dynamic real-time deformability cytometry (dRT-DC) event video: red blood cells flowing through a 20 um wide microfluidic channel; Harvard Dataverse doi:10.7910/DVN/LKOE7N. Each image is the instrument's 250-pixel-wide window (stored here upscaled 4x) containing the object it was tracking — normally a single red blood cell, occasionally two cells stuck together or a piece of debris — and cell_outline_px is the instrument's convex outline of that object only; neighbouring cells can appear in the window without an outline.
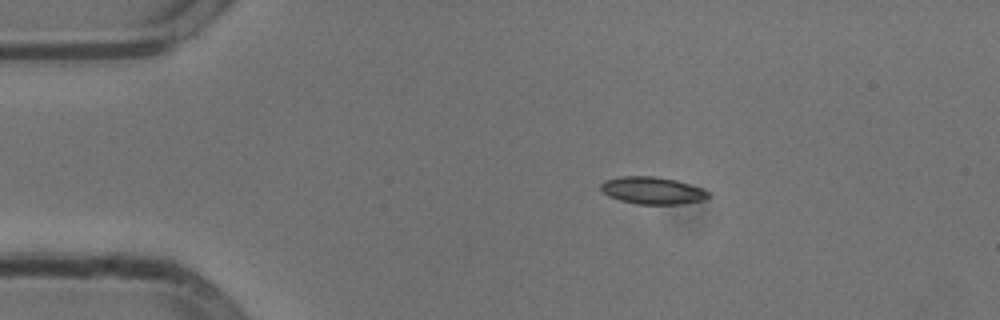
{"species": "common noctule bat (a hibernating species)", "species_latin": "Nyctalus noctula", "temperature_condition": "cold", "stored_images_in_passage": 45, "camera_frame_rate_fps": 3000, "um_per_image_px": 0.085, "animal": {"sex": "male", "body_mass_g": 13.3}, "frame": {"image": 1, "passage_image": 1, "time_ms": 0.0, "image_size_px": [1000, 320], "cell_outline_px": [[708, 196], [704, 200], [680, 204], [636, 204], [620, 200], [608, 196], [600, 192], [600, 184], [604, 180], [620, 176], [656, 176], [676, 180], [700, 188], [708, 192]], "centroid_in_image_um": [55.38, 16.19], "position_along_channel_um": 29.6, "area_um2": 17.11}}
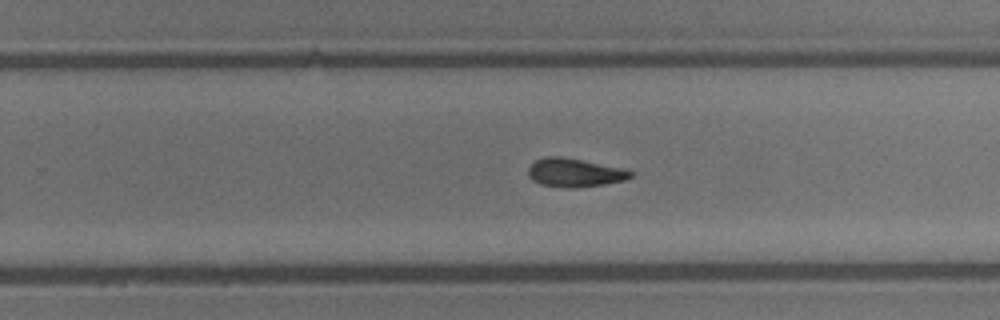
{"frame": {"image": 2, "passage_image": 25, "time_ms": 8.0, "image_size_px": [1000, 320], "cell_outline_px": [[632, 176], [624, 180], [604, 184], [576, 188], [564, 188], [540, 184], [532, 180], [528, 176], [528, 168], [536, 160], [544, 156], [560, 156], [620, 168], [632, 172]], "centroid_in_image_um": [48.77, 14.69], "position_along_channel_um": 281.0, "area_um2": 16.82}}
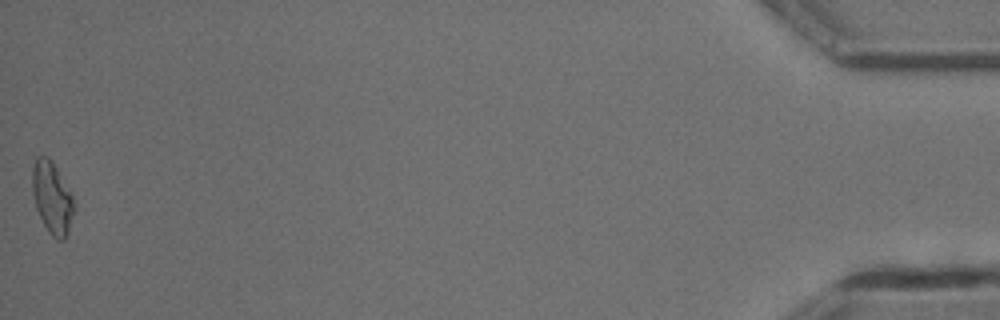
{"frame": {"image": 3, "passage_image": 45, "time_ms": 14.667, "image_size_px": [1000, 320], "cell_outline_px": [[76, 208], [68, 232], [64, 240], [56, 240], [48, 232], [36, 208], [32, 192], [32, 168], [36, 156], [48, 156], [56, 168], [72, 196]], "centroid_in_image_um": [4.43, 16.83], "position_along_channel_um": 430.8, "area_um2": 17.46}, "authors_computed_cell_mechanics": {"area_um2": 16.8776, "velocity_mm_per_s": 3.7991, "shape_relaxation_time_tau1_ms": 9.4322, "shape_relaxation_time_tau2_ms": 5.3217, "deformation_change_tau1": 0.2189, "deformation_change_tau2": 0.1448}}